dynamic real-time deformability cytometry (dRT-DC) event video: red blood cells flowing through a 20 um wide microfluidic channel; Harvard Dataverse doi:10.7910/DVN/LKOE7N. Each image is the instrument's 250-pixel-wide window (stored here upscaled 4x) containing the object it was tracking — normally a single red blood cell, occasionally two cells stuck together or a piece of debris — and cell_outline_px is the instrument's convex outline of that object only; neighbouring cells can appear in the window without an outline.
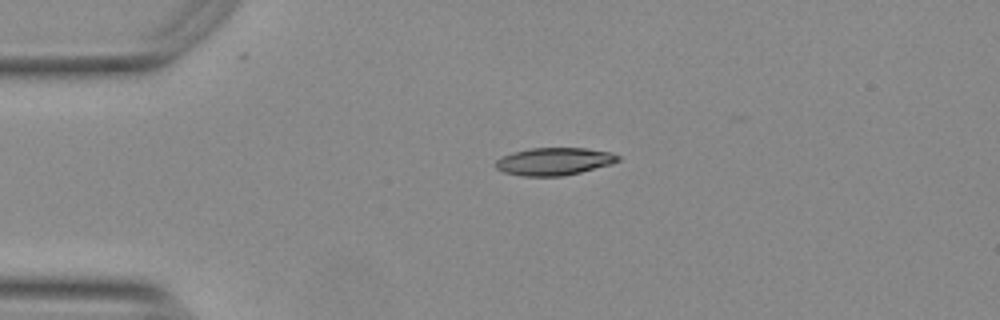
{"species": "Egyptian fruit bat (a non-hibernating species)", "species_latin": "Rousettus aegyptiacus", "temperature_condition": "warm", "stored_images_in_passage": 44, "camera_frame_rate_fps": 3000, "um_per_image_px": 0.085, "animal": {"sex": "female"}, "frame": {"image": 1, "passage_image": 1, "time_ms": 0.0, "image_size_px": [1000, 320], "cell_outline_px": [[620, 160], [608, 164], [580, 172], [560, 176], [524, 176], [504, 172], [496, 168], [496, 160], [512, 152], [532, 148], [584, 148], [612, 152], [620, 156]], "centroid_in_image_um": [47.09, 13.71], "position_along_channel_um": 37.9, "area_um2": 19.36}}
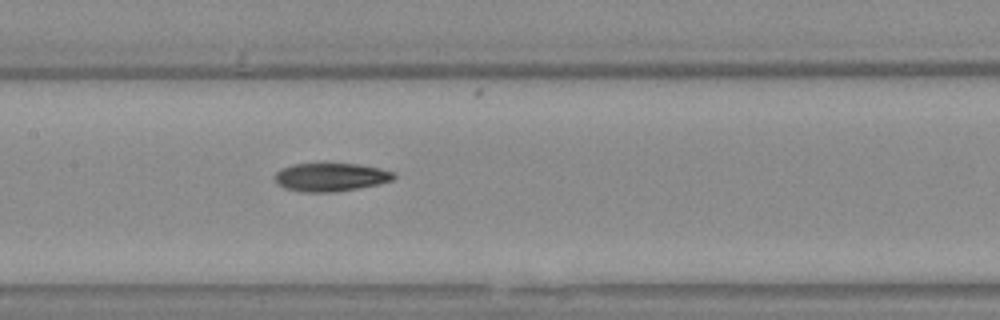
{"frame": {"image": 2, "passage_image": 15, "time_ms": 4.667, "image_size_px": [1000, 320], "cell_outline_px": [[396, 176], [392, 180], [376, 184], [336, 192], [300, 192], [284, 188], [276, 184], [276, 172], [292, 164], [356, 164], [380, 168], [396, 172]], "centroid_in_image_um": [28.11, 15.06], "position_along_channel_um": 179.3, "area_um2": 19.48}}
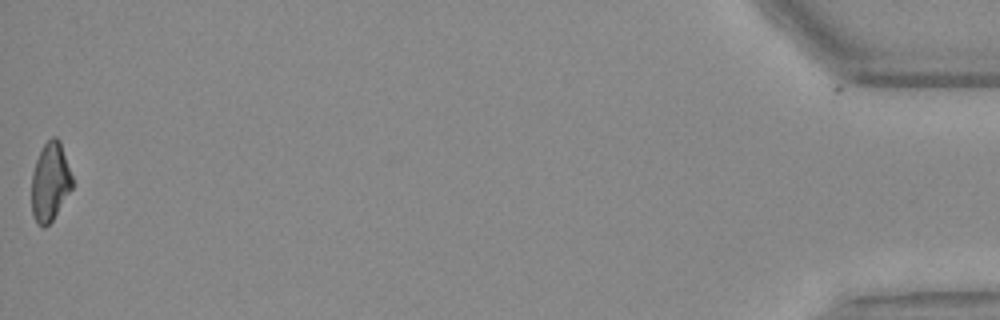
{"frame": {"image": 3, "passage_image": 43, "time_ms": 14.0, "image_size_px": [1000, 320], "cell_outline_px": [[72, 188], [52, 220], [44, 228], [36, 224], [32, 212], [32, 172], [36, 160], [44, 144], [52, 136], [56, 136], [60, 140], [72, 176]], "centroid_in_image_um": [4.25, 15.46], "position_along_channel_um": 430.9, "area_um2": 18.5}, "authors_computed_cell_mechanics": {"area_um2": 19.5942, "velocity_mm_per_s": 3.7583, "shape_relaxation_time_tau1_ms": 9.6148, "shape_relaxation_time_tau2_ms": 4.7191, "deformation_change_tau1": 0.2542, "deformation_change_tau2": 0.1247}}